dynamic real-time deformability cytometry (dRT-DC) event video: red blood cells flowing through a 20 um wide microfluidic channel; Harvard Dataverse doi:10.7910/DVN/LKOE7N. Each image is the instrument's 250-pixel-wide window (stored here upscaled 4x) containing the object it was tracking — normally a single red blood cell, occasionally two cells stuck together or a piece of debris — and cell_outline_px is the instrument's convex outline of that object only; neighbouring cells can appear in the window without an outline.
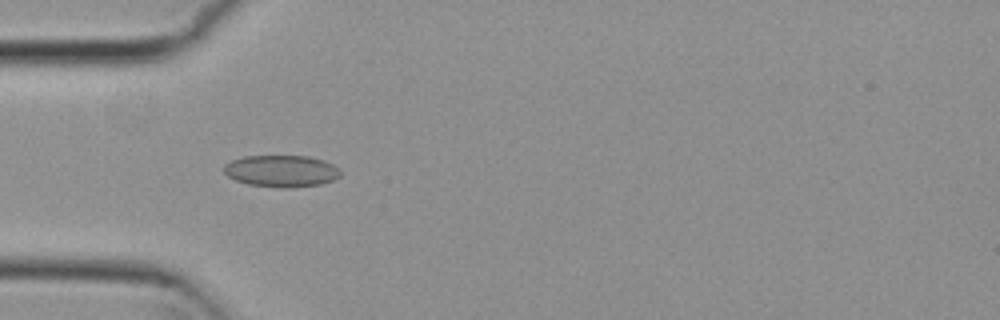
{"species": "common noctule bat (a hibernating species)", "species_latin": "Nyctalus noctula", "temperature_condition": "cold", "stored_images_in_passage": 8, "camera_frame_rate_fps": 3000, "um_per_image_px": 0.085, "animal": {"sex": "female", "body_mass_g": 29.2, "forearm_length_mm": 56.3}, "frame": {"image": 1, "passage_image": 5, "time_ms": 1.333, "image_size_px": [1000, 320], "cell_outline_px": [[340, 176], [332, 180], [320, 184], [292, 188], [280, 188], [248, 184], [236, 180], [228, 176], [224, 172], [224, 164], [232, 160], [244, 156], [308, 156], [324, 160], [332, 164], [340, 172]], "centroid_in_image_um": [23.9, 14.54], "position_along_channel_um": 61.1, "area_um2": 21.56}}
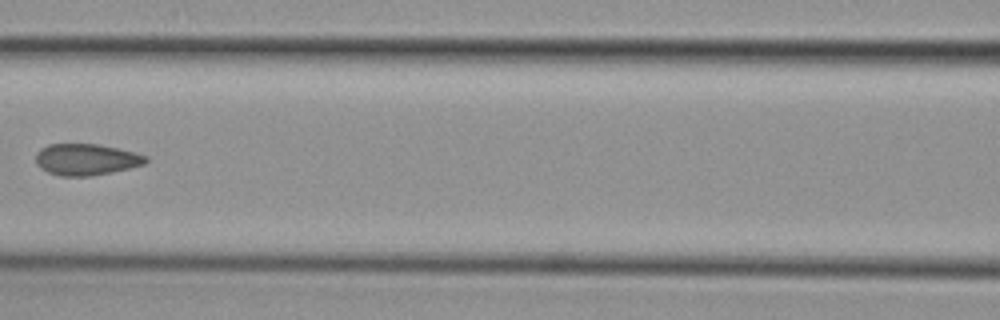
{"frame": {"image": 2, "passage_image": 7, "time_ms": 2.0, "image_size_px": [1000, 320], "cell_outline_px": [[148, 160], [144, 164], [112, 172], [92, 176], [60, 176], [48, 172], [40, 168], [36, 164], [36, 152], [40, 148], [48, 144], [100, 144], [120, 148], [136, 152], [148, 156]], "centroid_in_image_um": [7.33, 13.55], "position_along_channel_um": 159.3, "area_um2": 20.4}}
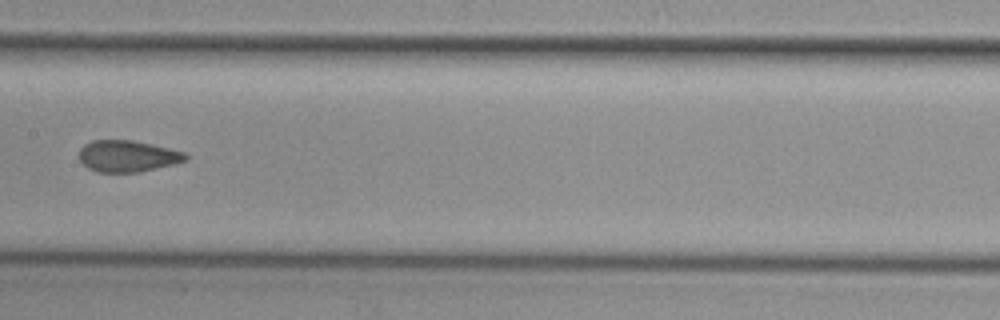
{"frame": {"image": 3, "passage_image": 8, "time_ms": 2.333, "image_size_px": [1000, 320], "cell_outline_px": [[188, 160], [140, 172], [96, 172], [88, 168], [80, 160], [80, 148], [84, 144], [92, 140], [132, 140], [168, 148], [184, 152], [188, 156]], "centroid_in_image_um": [10.82, 13.27], "position_along_channel_um": 196.6, "area_um2": 19.42}}